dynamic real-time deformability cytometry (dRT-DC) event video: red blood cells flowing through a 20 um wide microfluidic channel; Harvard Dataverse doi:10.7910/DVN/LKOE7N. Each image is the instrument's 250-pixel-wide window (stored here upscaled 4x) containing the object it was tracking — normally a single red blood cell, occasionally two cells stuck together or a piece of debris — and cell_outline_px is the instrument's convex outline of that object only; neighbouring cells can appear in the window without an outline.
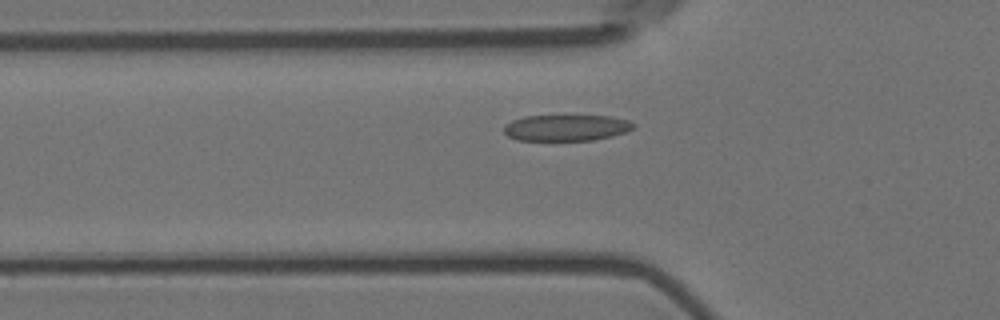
{"species": "Egyptian fruit bat (a non-hibernating species)", "species_latin": "Rousettus aegyptiacus", "temperature_condition": "room temperature", "stored_images_in_passage": 49, "camera_frame_rate_fps": 3000, "um_per_image_px": 0.085, "animal": {"sex": "female"}, "frame": {"image": 1, "passage_image": 13, "time_ms": 4.0, "image_size_px": [1000, 320], "cell_outline_px": [[636, 124], [632, 128], [624, 132], [612, 136], [592, 140], [516, 140], [508, 136], [504, 132], [504, 124], [512, 120], [524, 116], [608, 116], [628, 120]], "centroid_in_image_um": [48.09, 10.86], "position_along_channel_um": 77.7, "area_um2": 19.65}}
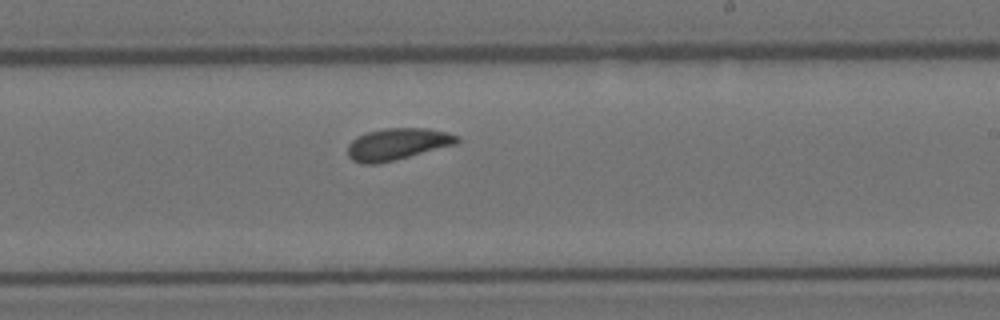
{"frame": {"image": 2, "passage_image": 28, "time_ms": 9.0, "image_size_px": [1000, 320], "cell_outline_px": [[460, 140], [456, 144], [376, 164], [364, 164], [352, 160], [348, 156], [348, 144], [356, 136], [368, 132], [384, 128], [428, 128], [448, 132], [460, 136]], "centroid_in_image_um": [33.77, 12.23], "position_along_channel_um": 255.2, "area_um2": 20.11}}
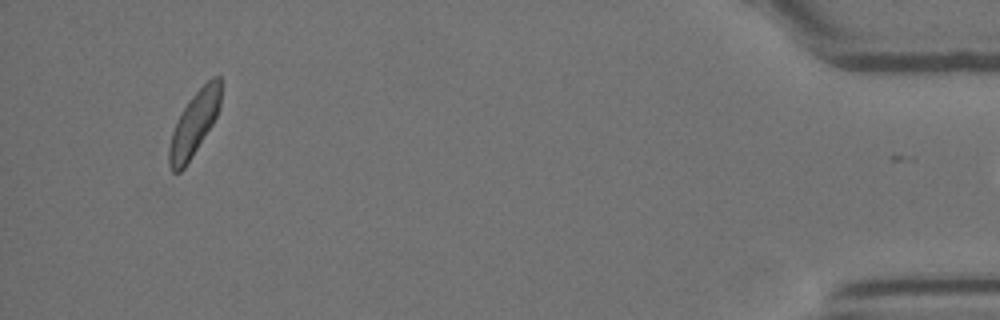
{"frame": {"image": 3, "passage_image": 48, "time_ms": 15.667, "image_size_px": [1000, 320], "cell_outline_px": [[220, 104], [216, 116], [212, 124], [192, 156], [184, 168], [180, 172], [172, 172], [168, 164], [168, 148], [172, 132], [184, 108], [192, 96], [212, 76], [220, 76]], "centroid_in_image_um": [16.49, 10.54], "position_along_channel_um": 418.7, "area_um2": 18.79}, "authors_computed_cell_mechanics": {"area_um2": 19.8832, "velocity_mm_per_s": 3.5535, "shape_relaxation_time_tau1_ms": 3.2076, "shape_relaxation_time_tau2_ms": 3.338, "deformation_change_tau1": 0.1109, "deformation_change_tau2": 0.0902}}